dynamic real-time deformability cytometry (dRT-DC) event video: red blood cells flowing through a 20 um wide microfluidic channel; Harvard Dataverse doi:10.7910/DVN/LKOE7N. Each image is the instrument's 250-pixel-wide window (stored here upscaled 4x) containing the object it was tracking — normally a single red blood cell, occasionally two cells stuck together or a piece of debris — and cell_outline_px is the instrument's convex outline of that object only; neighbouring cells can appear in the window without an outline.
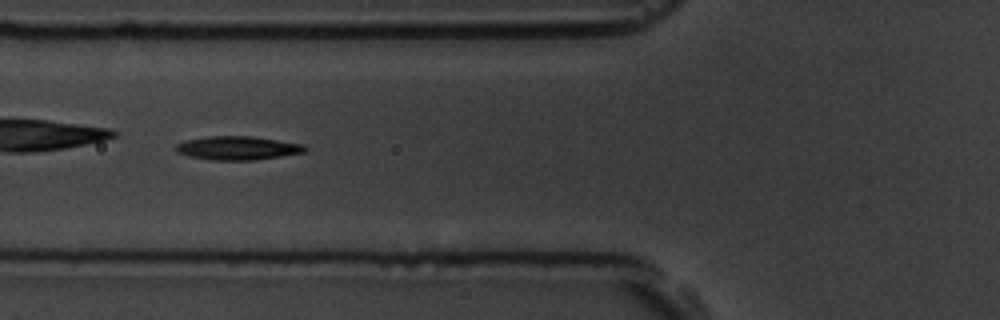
{"species": "common noctule bat (a hibernating species)", "species_latin": "Nyctalus noctula", "temperature_condition": "room temperature", "stored_images_in_passage": 14, "camera_frame_rate_fps": 3000, "um_per_image_px": 0.085, "animal": {"sex": "male", "body_mass_g": 19.5, "forearm_length_mm": 54.6}, "frame": {"image": 1, "passage_image": 5, "time_ms": 4.667, "image_size_px": [1000, 320], "cell_outline_px": [[308, 148], [304, 152], [280, 156], [252, 160], [212, 160], [188, 156], [176, 152], [176, 144], [188, 140], [208, 136], [252, 136], [304, 144]], "centroid_in_image_um": [20.2, 12.58], "position_along_channel_um": 105.6, "area_um2": 17.69}}
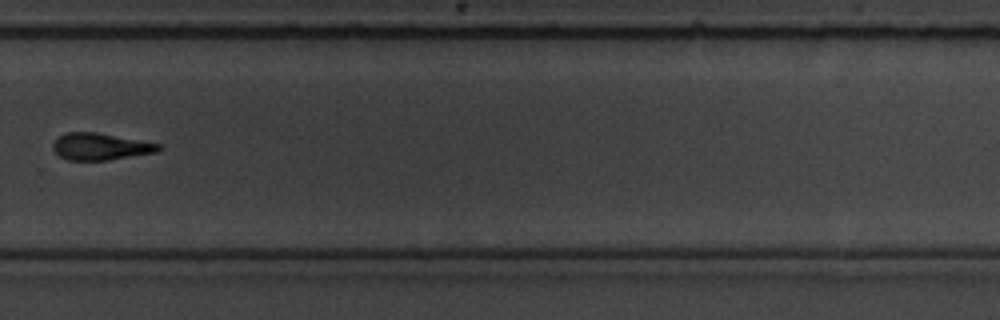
{"frame": {"image": 2, "passage_image": 10, "time_ms": 10.333, "image_size_px": [1000, 320], "cell_outline_px": [[160, 148], [156, 152], [108, 160], [68, 160], [60, 156], [52, 148], [52, 144], [60, 136], [68, 132], [96, 132], [160, 144]], "centroid_in_image_um": [8.51, 12.46], "position_along_channel_um": 321.3, "area_um2": 16.24}, "authors_computed_cell_mechanics": {"area_um2": 16.7042, "velocity_mm_per_s": 3.8146, "shape_relaxation_time_tau1_ms": 5.6035, "shape_relaxation_time_tau2_ms": 9.202, "deformation_change_tau1": 0.1424, "deformation_change_tau2": 0.1994}}